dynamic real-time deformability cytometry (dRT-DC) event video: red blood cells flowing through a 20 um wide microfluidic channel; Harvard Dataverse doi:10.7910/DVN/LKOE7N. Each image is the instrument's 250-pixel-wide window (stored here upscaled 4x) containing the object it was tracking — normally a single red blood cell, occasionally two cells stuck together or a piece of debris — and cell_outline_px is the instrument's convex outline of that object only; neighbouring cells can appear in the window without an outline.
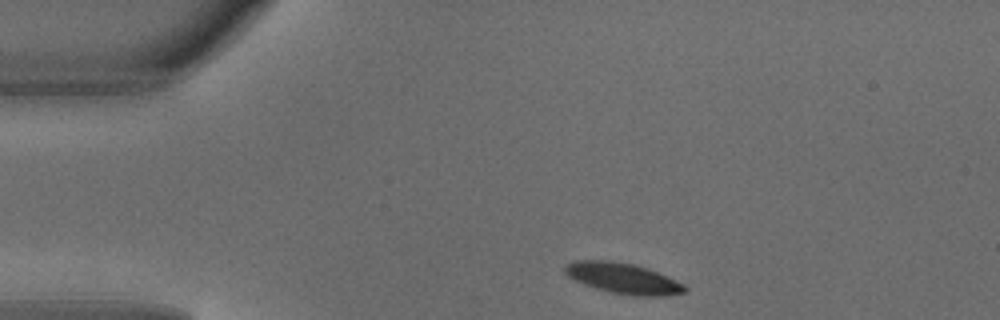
{"species": "common noctule bat (a hibernating species)", "species_latin": "Nyctalus noctula", "temperature_condition": "warm", "stored_images_in_passage": 2, "camera_frame_rate_fps": 3000, "um_per_image_px": 0.085, "animal": {"sex": "male", "body_mass_g": 18.8}, "frame": {"image": 1, "passage_image": 1, "time_ms": 0.0, "image_size_px": [1000, 320], "cell_outline_px": [[688, 288], [684, 292], [660, 296], [632, 296], [608, 292], [584, 284], [568, 276], [564, 272], [564, 264], [576, 260], [612, 260], [632, 264], [656, 272], [684, 284]], "centroid_in_image_um": [52.9, 23.65], "position_along_channel_um": 32.1, "area_um2": 21.27}}